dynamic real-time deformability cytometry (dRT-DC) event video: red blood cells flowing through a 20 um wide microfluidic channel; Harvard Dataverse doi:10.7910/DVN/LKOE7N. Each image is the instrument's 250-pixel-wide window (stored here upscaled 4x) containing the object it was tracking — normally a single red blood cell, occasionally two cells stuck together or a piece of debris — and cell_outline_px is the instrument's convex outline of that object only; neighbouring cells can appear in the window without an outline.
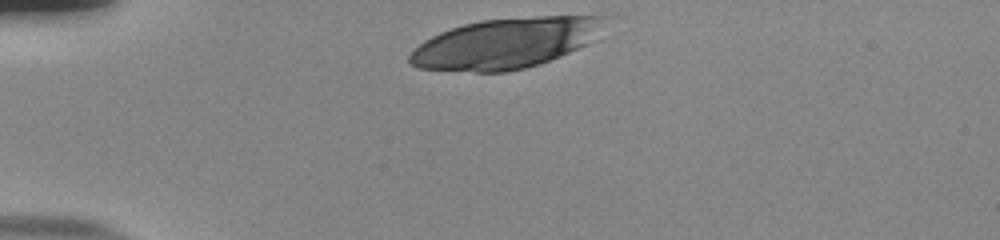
{"species": "human", "species_latin": "Homo sapiens", "temperature_condition": "room temperature", "stored_images_in_passage": 33, "camera_frame_rate_fps": 3000, "um_per_image_px": 0.085, "donor": {"sex": "male"}, "frame": {"image": 1, "passage_image": 1, "time_ms": 0.0, "image_size_px": [1000, 240], "cell_outline_px": [[616, 16], [600, 40], [540, 64], [508, 72], [476, 72], [416, 68], [408, 64], [408, 56], [424, 40], [440, 32], [464, 24], [480, 20], [536, 16]], "centroid_in_image_um": [43.16, 3.65], "position_along_channel_um": 41.8, "area_um2": 58.67}}